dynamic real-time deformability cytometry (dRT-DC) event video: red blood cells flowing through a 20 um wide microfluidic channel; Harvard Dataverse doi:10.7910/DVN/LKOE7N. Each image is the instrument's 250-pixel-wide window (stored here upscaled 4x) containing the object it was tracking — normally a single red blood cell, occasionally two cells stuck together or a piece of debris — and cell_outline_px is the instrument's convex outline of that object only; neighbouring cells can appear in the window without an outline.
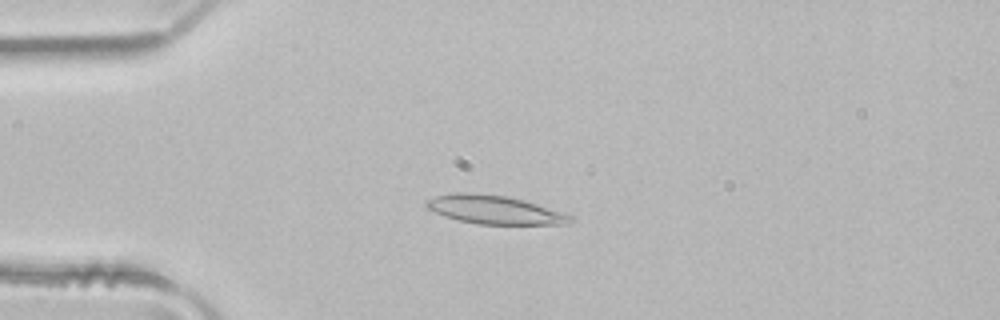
{"species": "common noctule bat (a hibernating species)", "species_latin": "Nyctalus noctula", "temperature_condition": "room temperature", "stored_images_in_passage": 4, "camera_frame_rate_fps": 3000, "um_per_image_px": 0.085, "animal": {"sex": "male", "body_mass_g": 21.5, "forearm_length_mm": 52.0}, "frame": {"image": 1, "passage_image": 3, "time_ms": 0.667, "image_size_px": [1000, 320], "cell_outline_px": [[572, 220], [568, 224], [476, 224], [444, 216], [428, 208], [424, 204], [424, 200], [436, 196], [456, 192], [480, 192], [508, 196], [524, 200], [564, 212], [572, 216]], "centroid_in_image_um": [42.02, 17.81], "position_along_channel_um": 43.0, "area_um2": 24.1}}